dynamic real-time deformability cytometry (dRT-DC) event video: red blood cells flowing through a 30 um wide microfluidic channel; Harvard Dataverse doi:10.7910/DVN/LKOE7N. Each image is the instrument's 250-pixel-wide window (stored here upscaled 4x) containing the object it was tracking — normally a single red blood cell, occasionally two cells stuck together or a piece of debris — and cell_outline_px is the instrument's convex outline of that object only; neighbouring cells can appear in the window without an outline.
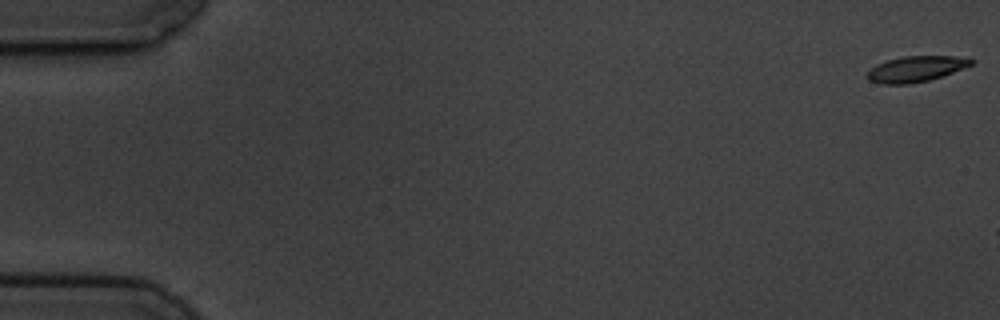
{"species": "common noctule bat (a hibernating species)", "species_latin": "Nyctalus noctula", "temperature_condition": "cold", "stored_images_in_passage": 3, "camera_frame_rate_fps": 3000, "um_per_image_px": 0.085, "animal": {"sex": "male", "body_mass_g": 19.5, "forearm_length_mm": 54.6}, "frame": {"image": 1, "passage_image": 1, "time_ms": 0.0, "image_size_px": [1000, 320], "cell_outline_px": [[976, 60], [972, 64], [952, 72], [928, 80], [908, 84], [880, 84], [868, 80], [864, 76], [876, 64], [888, 60], [904, 56], [968, 56]], "centroid_in_image_um": [77.85, 5.85], "position_along_channel_um": 7.2, "area_um2": 15.61}}